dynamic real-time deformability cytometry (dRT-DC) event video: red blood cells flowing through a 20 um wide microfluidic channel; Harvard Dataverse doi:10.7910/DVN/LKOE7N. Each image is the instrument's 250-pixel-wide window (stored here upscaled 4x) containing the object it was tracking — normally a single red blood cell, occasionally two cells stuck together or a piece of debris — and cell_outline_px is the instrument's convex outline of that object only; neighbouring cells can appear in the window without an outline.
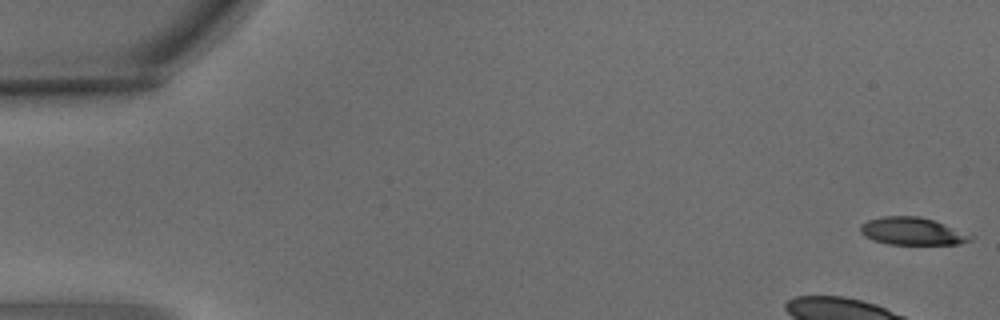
{"species": "common noctule bat (a hibernating species)", "species_latin": "Nyctalus noctula", "temperature_condition": "warm", "stored_images_in_passage": 8, "camera_frame_rate_fps": 3000, "um_per_image_px": 0.085, "animal": {"sex": "male", "body_mass_g": 15.6}, "frame": {"image": 1, "passage_image": 1, "time_ms": 0.0, "image_size_px": [1000, 320], "cell_outline_px": [[976, 236], [972, 240], [960, 244], [888, 244], [872, 240], [864, 236], [860, 232], [860, 224], [868, 220], [884, 216], [916, 216], [932, 220], [944, 224]], "centroid_in_image_um": [77.54, 19.66], "position_along_channel_um": 7.5, "area_um2": 17.69}}